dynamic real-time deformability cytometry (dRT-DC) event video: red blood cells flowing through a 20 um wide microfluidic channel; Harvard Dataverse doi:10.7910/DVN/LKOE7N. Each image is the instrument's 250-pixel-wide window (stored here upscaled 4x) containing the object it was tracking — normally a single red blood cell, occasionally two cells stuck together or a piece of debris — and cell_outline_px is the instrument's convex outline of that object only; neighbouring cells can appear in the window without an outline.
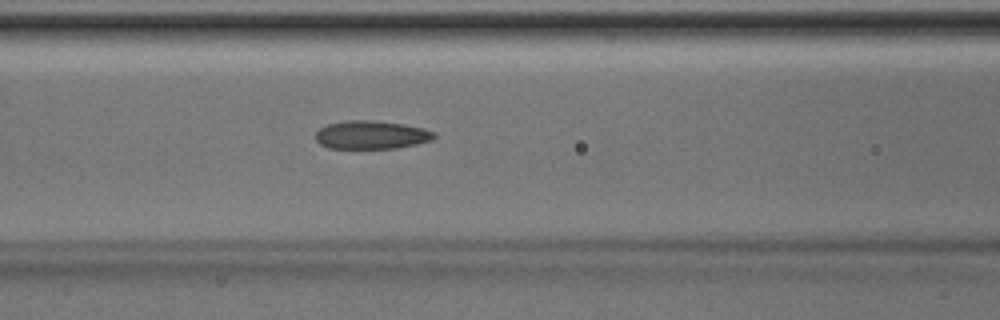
{"species": "Egyptian fruit bat (a non-hibernating species)", "species_latin": "Rousettus aegyptiacus", "temperature_condition": "room temperature", "stored_images_in_passage": 42, "camera_frame_rate_fps": 3000, "um_per_image_px": 0.085, "animal": {"sex": "male"}, "frame": {"image": 1, "passage_image": 20, "time_ms": 6.333, "image_size_px": [1000, 320], "cell_outline_px": [[436, 136], [432, 140], [416, 144], [396, 148], [328, 148], [320, 144], [316, 140], [316, 132], [320, 128], [328, 124], [348, 120], [372, 120], [404, 124], [424, 128], [432, 132]], "centroid_in_image_um": [31.56, 11.46], "position_along_channel_um": 135.0, "area_um2": 19.48}}
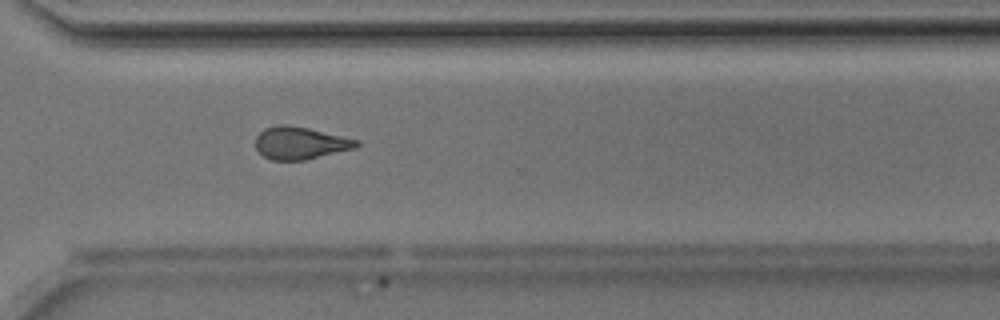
{"frame": {"image": 2, "passage_image": 35, "time_ms": 11.333, "image_size_px": [1000, 320], "cell_outline_px": [[360, 144], [356, 148], [304, 160], [272, 160], [264, 156], [256, 148], [256, 136], [264, 128], [280, 124], [288, 124], [308, 128], [360, 140]], "centroid_in_image_um": [25.53, 12.15], "position_along_channel_um": 345.1, "area_um2": 19.07}}
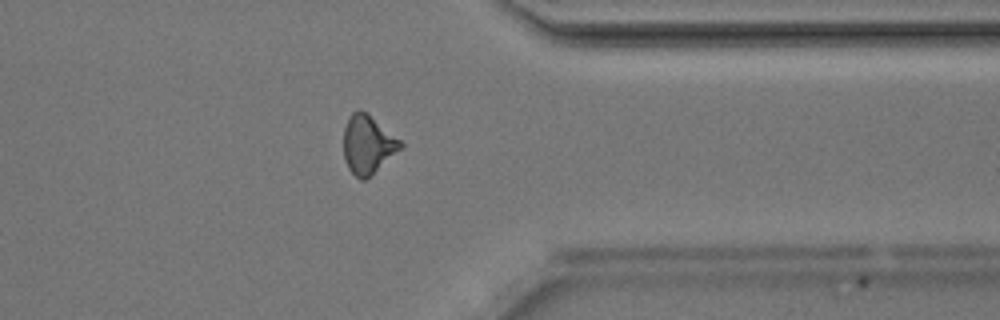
{"frame": {"image": 3, "passage_image": 38, "time_ms": 12.333, "image_size_px": [1000, 320], "cell_outline_px": [[404, 148], [364, 180], [360, 180], [348, 168], [344, 160], [344, 128], [348, 116], [352, 112], [360, 108], [400, 140], [404, 144]], "centroid_in_image_um": [31.26, 12.29], "position_along_channel_um": 380.1, "area_um2": 19.31}, "authors_computed_cell_mechanics": {"area_um2": 20.0566, "velocity_mm_per_s": 4.2162, "shape_relaxation_time_tau1_ms": 5.7005, "shape_relaxation_time_tau2_ms": 2.75, "deformation_change_tau1": 0.1419, "deformation_change_tau2": 0.1101}}